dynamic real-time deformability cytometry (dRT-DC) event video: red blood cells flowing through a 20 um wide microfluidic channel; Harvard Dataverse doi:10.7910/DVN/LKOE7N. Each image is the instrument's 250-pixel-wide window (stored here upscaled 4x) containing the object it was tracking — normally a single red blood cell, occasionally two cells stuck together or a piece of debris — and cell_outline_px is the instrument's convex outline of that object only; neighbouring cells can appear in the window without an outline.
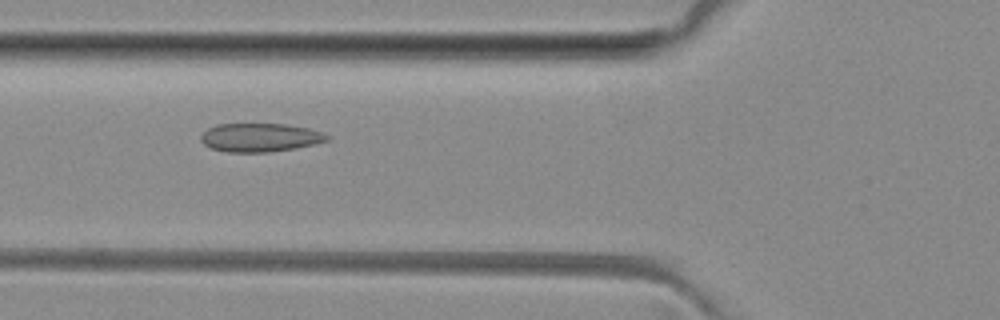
{"species": "common noctule bat (a hibernating species)", "species_latin": "Nyctalus noctula", "temperature_condition": "room temperature", "stored_images_in_passage": 9, "camera_frame_rate_fps": 3000, "um_per_image_px": 0.085, "animal": {"sex": "female", "body_mass_g": 29.2, "forearm_length_mm": 56.3}, "frame": {"image": 1, "passage_image": 6, "time_ms": 5.667, "image_size_px": [1000, 320], "cell_outline_px": [[332, 136], [328, 140], [296, 148], [268, 152], [228, 152], [212, 148], [204, 144], [200, 140], [200, 136], [208, 128], [216, 124], [284, 124], [308, 128]], "centroid_in_image_um": [22.09, 11.68], "position_along_channel_um": 103.7, "area_um2": 20.87}}
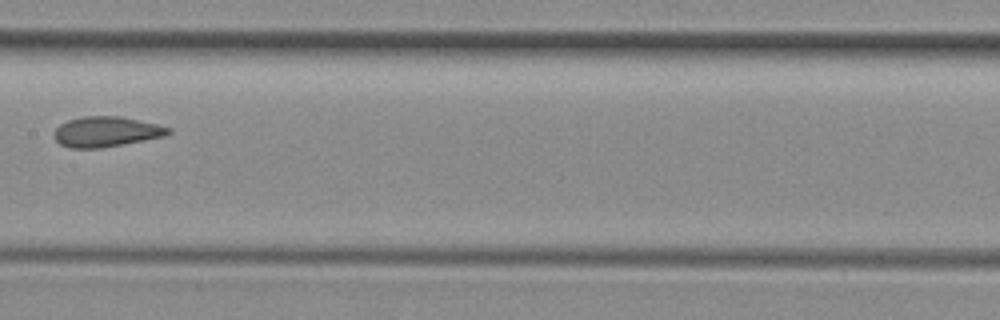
{"frame": {"image": 2, "passage_image": 8, "time_ms": 8.0, "image_size_px": [1000, 320], "cell_outline_px": [[172, 132], [164, 136], [100, 148], [68, 148], [60, 144], [52, 136], [56, 128], [60, 124], [68, 120], [84, 116], [120, 116], [156, 124], [172, 128]], "centroid_in_image_um": [8.99, 11.19], "position_along_channel_um": 198.4, "area_um2": 20.06}}
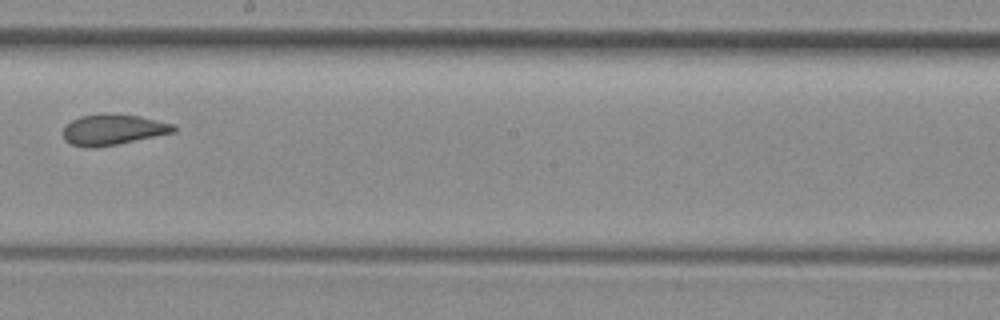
{"frame": {"image": 3, "passage_image": 9, "time_ms": 9.0, "image_size_px": [1000, 320], "cell_outline_px": [[176, 132], [116, 144], [92, 148], [72, 144], [64, 140], [64, 128], [72, 120], [80, 116], [104, 112], [112, 112], [140, 116], [172, 124], [176, 128]], "centroid_in_image_um": [9.6, 10.99], "position_along_channel_um": 238.6, "area_um2": 19.77}}